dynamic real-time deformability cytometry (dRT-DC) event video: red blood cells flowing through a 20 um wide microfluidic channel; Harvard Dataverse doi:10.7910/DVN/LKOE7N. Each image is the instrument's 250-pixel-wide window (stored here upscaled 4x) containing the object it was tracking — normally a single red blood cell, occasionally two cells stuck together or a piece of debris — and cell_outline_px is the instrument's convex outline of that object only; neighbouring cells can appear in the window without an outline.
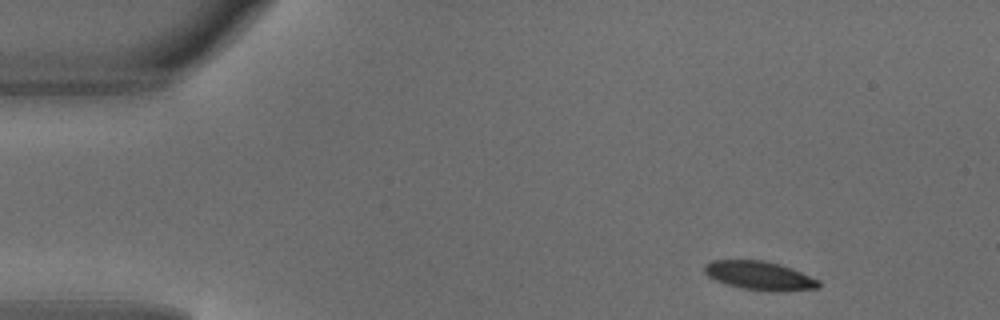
{"species": "common noctule bat (a hibernating species)", "species_latin": "Nyctalus noctula", "temperature_condition": "warm", "stored_images_in_passage": 3, "camera_frame_rate_fps": 3000, "um_per_image_px": 0.085, "animal": {"sex": "male", "body_mass_g": 18.8}, "frame": {"image": 1, "passage_image": 1, "time_ms": 0.0, "image_size_px": [1000, 320], "cell_outline_px": [[820, 288], [740, 288], [716, 280], [708, 276], [704, 272], [704, 264], [712, 260], [764, 260], [780, 264], [792, 268], [820, 280]], "centroid_in_image_um": [64.48, 23.35], "position_along_channel_um": 20.5, "area_um2": 18.09}}
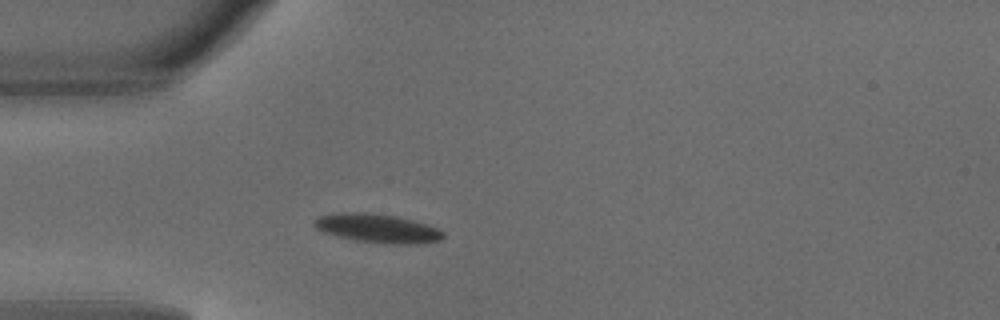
{"frame": {"image": 2, "passage_image": 3, "time_ms": 0.667, "image_size_px": [1000, 320], "cell_outline_px": [[444, 236], [440, 240], [412, 244], [392, 244], [356, 240], [324, 232], [316, 228], [312, 224], [312, 220], [316, 216], [340, 212], [364, 212], [392, 216], [412, 220], [436, 228], [444, 232]], "centroid_in_image_um": [32.02, 19.4], "position_along_channel_um": 53.0, "area_um2": 21.33}}